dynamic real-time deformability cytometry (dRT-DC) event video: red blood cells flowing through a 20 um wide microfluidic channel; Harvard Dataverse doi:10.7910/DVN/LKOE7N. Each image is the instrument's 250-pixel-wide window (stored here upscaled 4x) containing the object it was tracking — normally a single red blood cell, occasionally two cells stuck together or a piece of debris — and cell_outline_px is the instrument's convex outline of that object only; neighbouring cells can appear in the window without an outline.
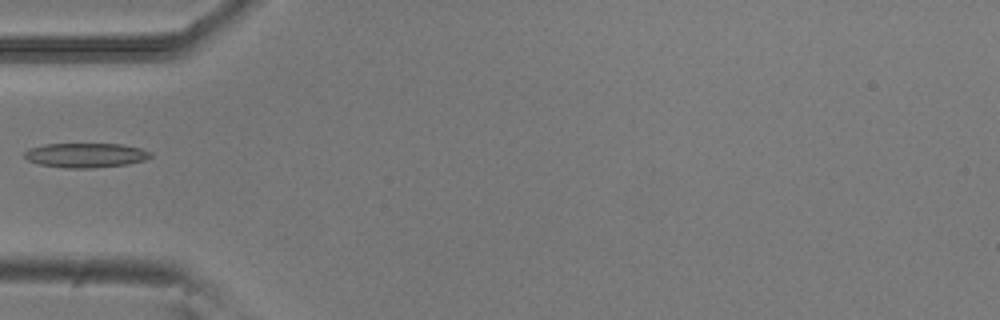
{"species": "common noctule bat (a hibernating species)", "species_latin": "Nyctalus noctula", "temperature_condition": "room temperature", "stored_images_in_passage": 6, "camera_frame_rate_fps": 3000, "um_per_image_px": 0.085, "animal": {"sex": "male", "body_mass_g": 20.5, "forearm_length_mm": 52.5}, "frame": {"image": 1, "passage_image": 5, "time_ms": 1.333, "image_size_px": [1000, 320], "cell_outline_px": [[152, 156], [144, 160], [128, 164], [92, 168], [64, 168], [40, 164], [28, 160], [24, 156], [24, 152], [28, 148], [44, 144], [120, 144], [140, 148], [152, 152]], "centroid_in_image_um": [7.28, 13.19], "position_along_channel_um": 77.7, "area_um2": 18.03}}
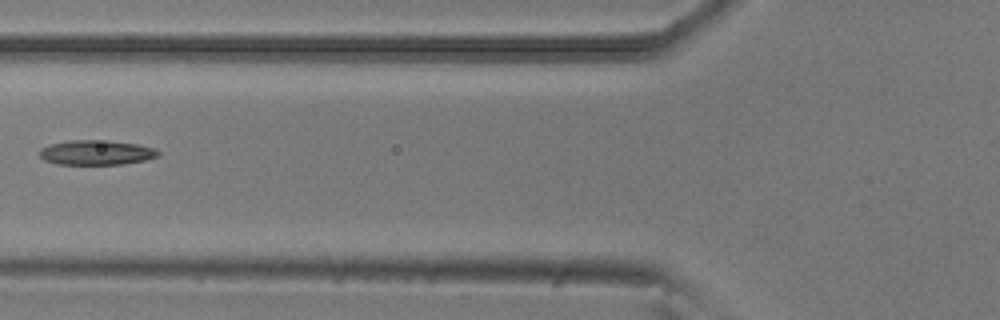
{"frame": {"image": 2, "passage_image": 6, "time_ms": 1.667, "image_size_px": [1000, 320], "cell_outline_px": [[160, 156], [144, 160], [124, 164], [56, 164], [44, 160], [40, 156], [40, 148], [48, 144], [72, 140], [108, 140], [136, 144], [152, 148], [160, 152]], "centroid_in_image_um": [8.16, 12.96], "position_along_channel_um": 117.6, "area_um2": 17.11}}